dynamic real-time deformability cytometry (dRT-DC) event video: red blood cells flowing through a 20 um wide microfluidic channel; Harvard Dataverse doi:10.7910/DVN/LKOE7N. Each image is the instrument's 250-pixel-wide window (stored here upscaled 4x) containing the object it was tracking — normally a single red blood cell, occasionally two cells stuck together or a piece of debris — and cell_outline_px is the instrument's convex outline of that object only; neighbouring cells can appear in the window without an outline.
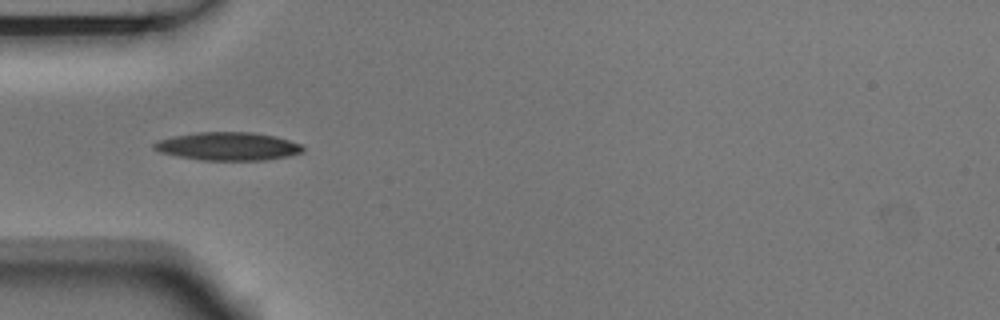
{"species": "Egyptian fruit bat (a non-hibernating species)", "species_latin": "Rousettus aegyptiacus", "temperature_condition": "room temperature", "stored_images_in_passage": 1, "camera_frame_rate_fps": 3000, "um_per_image_px": 0.085, "animal": {"sex": "male"}, "frame": {"image": 1, "passage_image": 1, "time_ms": 0.0, "image_size_px": [1000, 320], "cell_outline_px": [[304, 152], [288, 156], [264, 160], [200, 160], [176, 156], [160, 152], [152, 148], [152, 144], [160, 140], [176, 136], [200, 132], [252, 132], [276, 136], [300, 144], [304, 148]], "centroid_in_image_um": [19.39, 12.44], "position_along_channel_um": 65.6, "area_um2": 24.33}}